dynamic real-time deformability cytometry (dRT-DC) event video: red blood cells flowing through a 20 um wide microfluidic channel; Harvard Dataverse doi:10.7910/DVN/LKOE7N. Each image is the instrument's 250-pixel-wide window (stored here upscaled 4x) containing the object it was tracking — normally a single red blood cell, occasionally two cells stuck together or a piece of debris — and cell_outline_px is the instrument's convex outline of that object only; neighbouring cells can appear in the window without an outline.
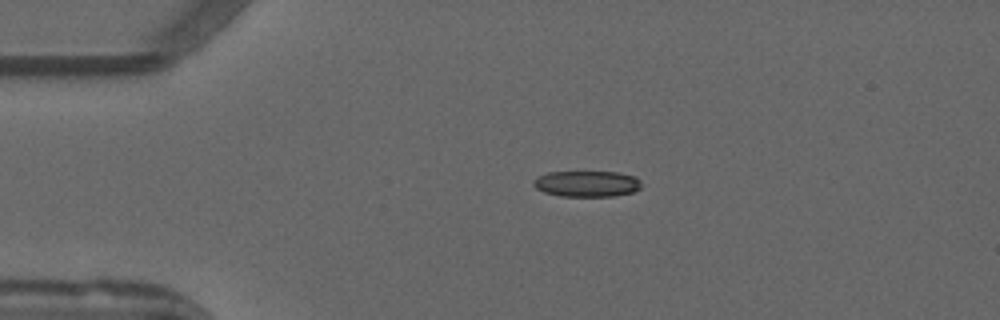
{"species": "common noctule bat (a hibernating species)", "species_latin": "Nyctalus noctula", "temperature_condition": "warm", "stored_images_in_passage": 43, "camera_frame_rate_fps": 3000, "um_per_image_px": 0.085, "animal": {"sex": "male", "forearm_length_mm": 52.5}, "frame": {"image": 1, "passage_image": 2, "time_ms": 0.333, "image_size_px": [1000, 320], "cell_outline_px": [[640, 188], [632, 192], [612, 196], [560, 196], [544, 192], [536, 188], [532, 184], [532, 180], [548, 172], [616, 172], [636, 176], [640, 180]], "centroid_in_image_um": [49.87, 15.62], "position_along_channel_um": 35.1, "area_um2": 16.3}}
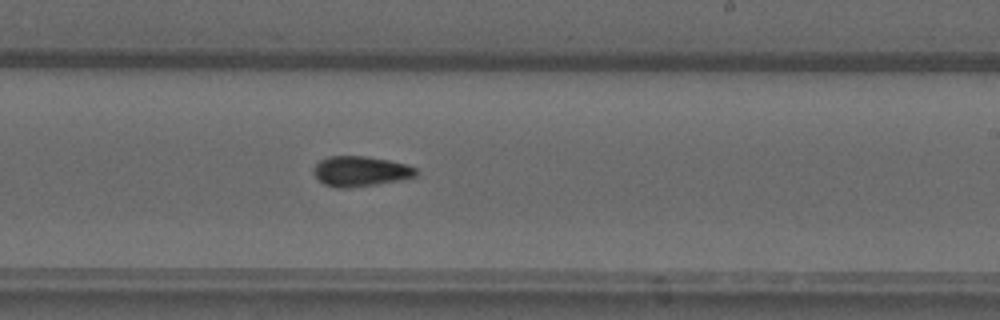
{"frame": {"image": 2, "passage_image": 22, "time_ms": 7.0, "image_size_px": [1000, 320], "cell_outline_px": [[416, 176], [400, 180], [352, 188], [336, 188], [324, 184], [312, 172], [312, 168], [320, 160], [328, 156], [364, 156], [388, 160], [404, 164], [416, 168]], "centroid_in_image_um": [30.59, 14.56], "position_along_channel_um": 258.4, "area_um2": 17.98}}
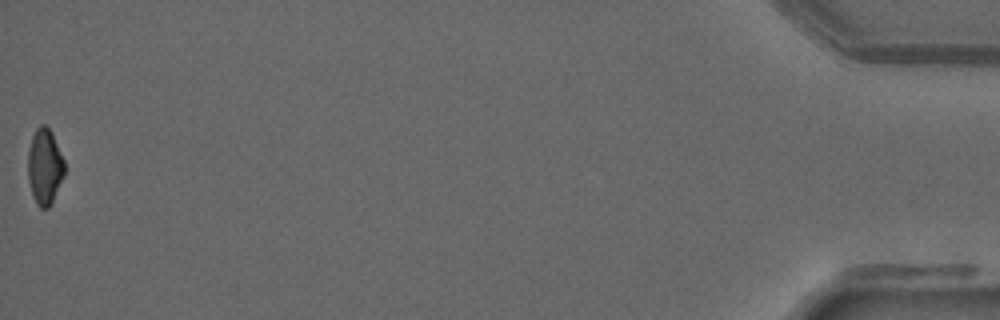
{"frame": {"image": 3, "passage_image": 43, "time_ms": 14.0, "image_size_px": [1000, 320], "cell_outline_px": [[64, 176], [48, 208], [40, 208], [36, 204], [32, 196], [28, 180], [28, 152], [32, 136], [36, 128], [40, 124], [44, 124], [52, 132], [64, 160]], "centroid_in_image_um": [3.78, 14.15], "position_along_channel_um": 431.4, "area_um2": 16.13}, "authors_computed_cell_mechanics": {"area_um2": 17.34, "velocity_mm_per_s": 3.9366, "shape_relaxation_time_tau1_ms": null, "shape_relaxation_time_tau2_ms": 4.242, "deformation_change_tau1": null, "deformation_change_tau2": 0.1097}}